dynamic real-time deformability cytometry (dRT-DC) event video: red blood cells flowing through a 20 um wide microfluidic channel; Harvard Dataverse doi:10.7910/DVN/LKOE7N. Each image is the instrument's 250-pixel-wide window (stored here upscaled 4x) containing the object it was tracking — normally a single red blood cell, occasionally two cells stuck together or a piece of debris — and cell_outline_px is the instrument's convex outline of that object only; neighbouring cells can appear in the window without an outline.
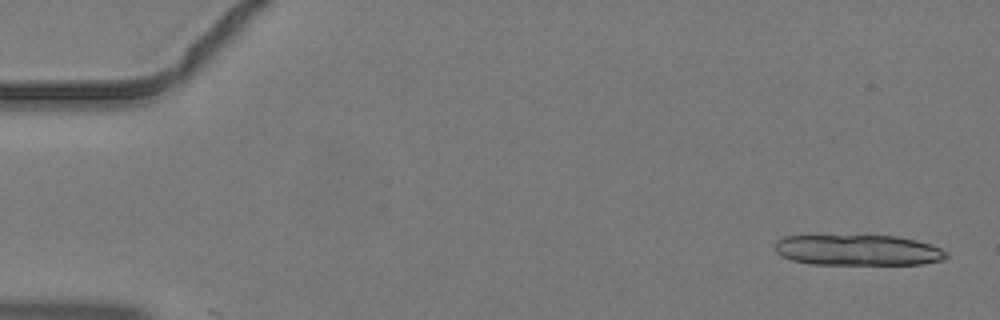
{"species": "common noctule bat (a hibernating species)", "species_latin": "Nyctalus noctula", "temperature_condition": "warm", "stored_images_in_passage": 3, "camera_frame_rate_fps": 3000, "um_per_image_px": 0.085, "animal": {"sex": "male", "body_mass_g": 19.2, "forearm_length_mm": 51.8}, "frame": {"image": 1, "passage_image": 1, "time_ms": 0.0, "image_size_px": [1000, 320], "cell_outline_px": [[948, 256], [944, 260], [920, 264], [812, 264], [792, 260], [780, 256], [776, 252], [776, 240], [784, 236], [896, 236], [916, 240], [940, 248], [948, 252]], "centroid_in_image_um": [72.93, 21.27], "position_along_channel_um": 12.1, "area_um2": 30.58}}